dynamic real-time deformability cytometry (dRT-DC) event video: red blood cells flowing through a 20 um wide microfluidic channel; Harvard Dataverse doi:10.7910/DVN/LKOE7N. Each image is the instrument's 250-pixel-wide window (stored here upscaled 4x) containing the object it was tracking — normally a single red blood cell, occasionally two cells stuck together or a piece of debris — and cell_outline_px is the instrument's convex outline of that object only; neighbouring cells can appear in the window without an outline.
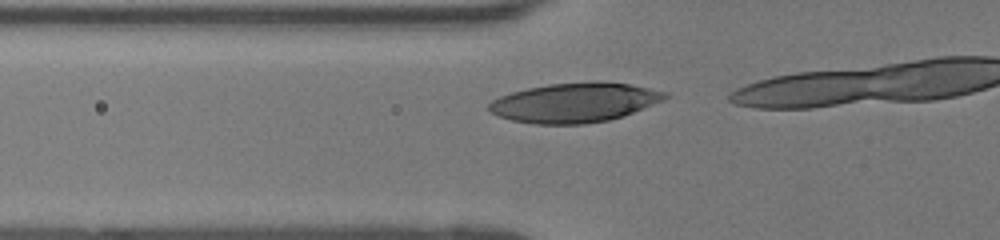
{"species": "human", "species_latin": "Homo sapiens", "temperature_condition": "room temperature", "stored_images_in_passage": 9, "camera_frame_rate_fps": 3000, "um_per_image_px": 0.085, "donor": {"sex": "female"}, "frame": {"image": 1, "passage_image": 4, "time_ms": 1.0, "image_size_px": [1000, 240], "cell_outline_px": [[672, 96], [664, 100], [624, 116], [608, 120], [584, 124], [536, 124], [512, 120], [496, 116], [488, 108], [488, 104], [492, 100], [500, 96], [512, 92], [528, 88], [548, 84], [632, 84], [668, 92]], "centroid_in_image_um": [48.85, 8.75], "position_along_channel_um": 77.0, "area_um2": 39.77}}
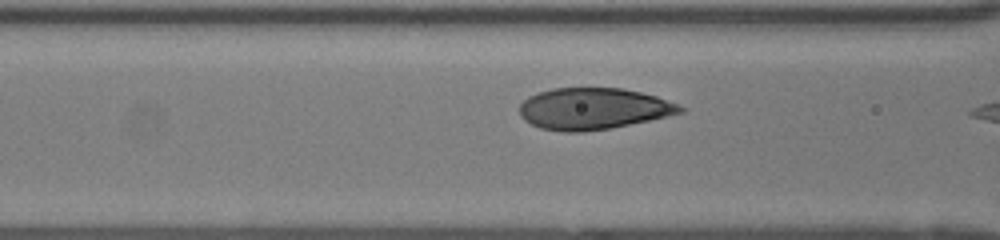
{"frame": {"image": 2, "passage_image": 7, "time_ms": 2.0, "image_size_px": [1000, 240], "cell_outline_px": [[684, 112], [648, 120], [608, 128], [580, 132], [564, 132], [540, 128], [524, 120], [520, 116], [520, 104], [528, 96], [536, 92], [552, 88], [624, 88], [656, 96], [680, 104], [684, 108]], "centroid_in_image_um": [50.4, 9.23], "position_along_channel_um": 116.2, "area_um2": 38.78}}